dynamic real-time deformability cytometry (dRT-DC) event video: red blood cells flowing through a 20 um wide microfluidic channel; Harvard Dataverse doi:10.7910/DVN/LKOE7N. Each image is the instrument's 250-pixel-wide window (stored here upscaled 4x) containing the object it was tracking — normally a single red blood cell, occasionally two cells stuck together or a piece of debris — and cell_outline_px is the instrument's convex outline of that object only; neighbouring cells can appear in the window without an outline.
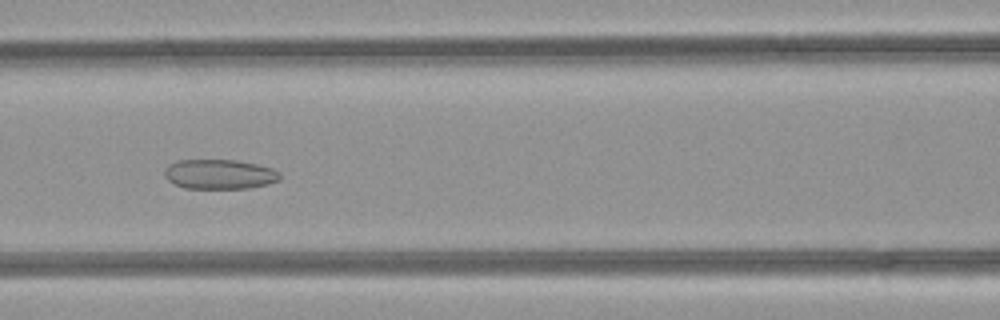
{"species": "common noctule bat (a hibernating species)", "species_latin": "Nyctalus noctula", "temperature_condition": "room temperature", "stored_images_in_passage": 41, "segment_of_instrument_passage": [1, 2], "camera_frame_rate_fps": 3000, "um_per_image_px": 0.085, "animal": {"sex": "female", "body_mass_g": 21.9}, "frame": {"image": 1, "passage_image": 12, "time_ms": 3.667, "image_size_px": [1000, 320], "cell_outline_px": [[280, 180], [268, 184], [248, 188], [184, 188], [168, 180], [164, 176], [164, 168], [168, 164], [176, 160], [236, 160], [256, 164], [272, 168], [280, 172]], "centroid_in_image_um": [18.64, 14.8], "position_along_channel_um": 148.0, "area_um2": 20.06}}
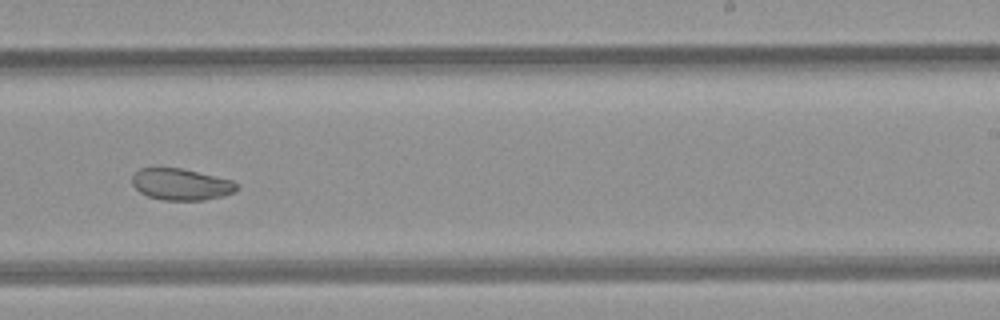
{"frame": {"image": 2, "passage_image": 21, "time_ms": 6.667, "image_size_px": [1000, 320], "cell_outline_px": [[240, 188], [236, 192], [224, 196], [204, 200], [164, 200], [148, 196], [140, 192], [132, 184], [132, 176], [140, 168], [184, 168], [232, 180], [240, 184]], "centroid_in_image_um": [15.46, 15.67], "position_along_channel_um": 273.5, "area_um2": 19.48}}
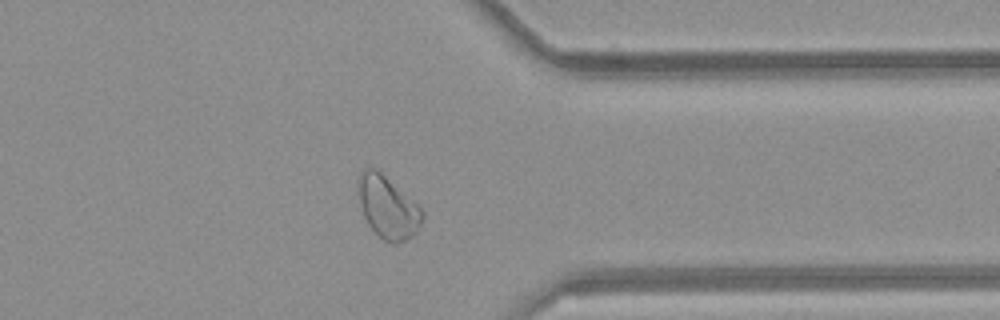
{"frame": {"image": 3, "passage_image": 29, "time_ms": 9.333, "image_size_px": [1000, 320], "cell_outline_px": [[424, 216], [420, 228], [412, 236], [396, 244], [392, 244], [384, 240], [368, 224], [364, 216], [360, 204], [356, 184], [360, 176], [368, 168], [376, 168], [416, 204], [424, 212]], "centroid_in_image_um": [32.96, 17.65], "position_along_channel_um": 378.4, "area_um2": 22.83}}